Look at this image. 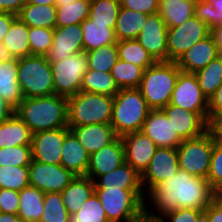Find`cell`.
<instances>
[{
    "mask_svg": "<svg viewBox=\"0 0 222 222\" xmlns=\"http://www.w3.org/2000/svg\"><path fill=\"white\" fill-rule=\"evenodd\" d=\"M147 194L150 199H145V217L156 222L180 208L205 210L218 196L207 179L193 176L182 169L156 184ZM148 200L151 207L146 205ZM154 210L156 212H153Z\"/></svg>",
    "mask_w": 222,
    "mask_h": 222,
    "instance_id": "obj_1",
    "label": "cell"
},
{
    "mask_svg": "<svg viewBox=\"0 0 222 222\" xmlns=\"http://www.w3.org/2000/svg\"><path fill=\"white\" fill-rule=\"evenodd\" d=\"M68 99L53 94L24 98L15 108V113L29 127L32 134L68 127Z\"/></svg>",
    "mask_w": 222,
    "mask_h": 222,
    "instance_id": "obj_2",
    "label": "cell"
},
{
    "mask_svg": "<svg viewBox=\"0 0 222 222\" xmlns=\"http://www.w3.org/2000/svg\"><path fill=\"white\" fill-rule=\"evenodd\" d=\"M150 110L139 88L119 89L114 95L110 125L118 137L141 131Z\"/></svg>",
    "mask_w": 222,
    "mask_h": 222,
    "instance_id": "obj_3",
    "label": "cell"
},
{
    "mask_svg": "<svg viewBox=\"0 0 222 222\" xmlns=\"http://www.w3.org/2000/svg\"><path fill=\"white\" fill-rule=\"evenodd\" d=\"M109 222H136L145 216L143 189H95Z\"/></svg>",
    "mask_w": 222,
    "mask_h": 222,
    "instance_id": "obj_4",
    "label": "cell"
},
{
    "mask_svg": "<svg viewBox=\"0 0 222 222\" xmlns=\"http://www.w3.org/2000/svg\"><path fill=\"white\" fill-rule=\"evenodd\" d=\"M176 62H156L143 72L139 89L151 110L163 109L170 102L180 72Z\"/></svg>",
    "mask_w": 222,
    "mask_h": 222,
    "instance_id": "obj_5",
    "label": "cell"
},
{
    "mask_svg": "<svg viewBox=\"0 0 222 222\" xmlns=\"http://www.w3.org/2000/svg\"><path fill=\"white\" fill-rule=\"evenodd\" d=\"M68 99V127L110 124L114 96L79 91Z\"/></svg>",
    "mask_w": 222,
    "mask_h": 222,
    "instance_id": "obj_6",
    "label": "cell"
},
{
    "mask_svg": "<svg viewBox=\"0 0 222 222\" xmlns=\"http://www.w3.org/2000/svg\"><path fill=\"white\" fill-rule=\"evenodd\" d=\"M18 83L24 98L55 94L51 64L47 57L28 55L19 58Z\"/></svg>",
    "mask_w": 222,
    "mask_h": 222,
    "instance_id": "obj_7",
    "label": "cell"
},
{
    "mask_svg": "<svg viewBox=\"0 0 222 222\" xmlns=\"http://www.w3.org/2000/svg\"><path fill=\"white\" fill-rule=\"evenodd\" d=\"M214 146V131L209 129L203 135L183 140L177 149L179 169L193 176L207 179Z\"/></svg>",
    "mask_w": 222,
    "mask_h": 222,
    "instance_id": "obj_8",
    "label": "cell"
},
{
    "mask_svg": "<svg viewBox=\"0 0 222 222\" xmlns=\"http://www.w3.org/2000/svg\"><path fill=\"white\" fill-rule=\"evenodd\" d=\"M51 64L54 93L66 98L80 91L84 74L87 72V55L82 51Z\"/></svg>",
    "mask_w": 222,
    "mask_h": 222,
    "instance_id": "obj_9",
    "label": "cell"
},
{
    "mask_svg": "<svg viewBox=\"0 0 222 222\" xmlns=\"http://www.w3.org/2000/svg\"><path fill=\"white\" fill-rule=\"evenodd\" d=\"M211 34L208 25L194 15L180 26L167 30V62H177L195 43Z\"/></svg>",
    "mask_w": 222,
    "mask_h": 222,
    "instance_id": "obj_10",
    "label": "cell"
},
{
    "mask_svg": "<svg viewBox=\"0 0 222 222\" xmlns=\"http://www.w3.org/2000/svg\"><path fill=\"white\" fill-rule=\"evenodd\" d=\"M169 104L198 113L206 122L209 118V101L203 94L195 73L180 71Z\"/></svg>",
    "mask_w": 222,
    "mask_h": 222,
    "instance_id": "obj_11",
    "label": "cell"
},
{
    "mask_svg": "<svg viewBox=\"0 0 222 222\" xmlns=\"http://www.w3.org/2000/svg\"><path fill=\"white\" fill-rule=\"evenodd\" d=\"M29 185L44 193H61L75 178L65 167L32 160L28 166Z\"/></svg>",
    "mask_w": 222,
    "mask_h": 222,
    "instance_id": "obj_12",
    "label": "cell"
},
{
    "mask_svg": "<svg viewBox=\"0 0 222 222\" xmlns=\"http://www.w3.org/2000/svg\"><path fill=\"white\" fill-rule=\"evenodd\" d=\"M178 170L177 149L157 147L148 167L141 174V184L144 192L147 191L148 193L156 184L173 176Z\"/></svg>",
    "mask_w": 222,
    "mask_h": 222,
    "instance_id": "obj_13",
    "label": "cell"
},
{
    "mask_svg": "<svg viewBox=\"0 0 222 222\" xmlns=\"http://www.w3.org/2000/svg\"><path fill=\"white\" fill-rule=\"evenodd\" d=\"M69 131L68 127H63L32 134L33 160L45 164L60 165L64 137Z\"/></svg>",
    "mask_w": 222,
    "mask_h": 222,
    "instance_id": "obj_14",
    "label": "cell"
},
{
    "mask_svg": "<svg viewBox=\"0 0 222 222\" xmlns=\"http://www.w3.org/2000/svg\"><path fill=\"white\" fill-rule=\"evenodd\" d=\"M167 30L159 13L148 15L136 38L156 62H167Z\"/></svg>",
    "mask_w": 222,
    "mask_h": 222,
    "instance_id": "obj_15",
    "label": "cell"
},
{
    "mask_svg": "<svg viewBox=\"0 0 222 222\" xmlns=\"http://www.w3.org/2000/svg\"><path fill=\"white\" fill-rule=\"evenodd\" d=\"M84 51L81 24L55 27L53 43L46 55L48 62H58Z\"/></svg>",
    "mask_w": 222,
    "mask_h": 222,
    "instance_id": "obj_16",
    "label": "cell"
},
{
    "mask_svg": "<svg viewBox=\"0 0 222 222\" xmlns=\"http://www.w3.org/2000/svg\"><path fill=\"white\" fill-rule=\"evenodd\" d=\"M162 110L182 140L197 138L209 130L208 123L196 112L172 104Z\"/></svg>",
    "mask_w": 222,
    "mask_h": 222,
    "instance_id": "obj_17",
    "label": "cell"
},
{
    "mask_svg": "<svg viewBox=\"0 0 222 222\" xmlns=\"http://www.w3.org/2000/svg\"><path fill=\"white\" fill-rule=\"evenodd\" d=\"M121 138L125 149V162L141 175L157 149L156 144L142 131L128 133Z\"/></svg>",
    "mask_w": 222,
    "mask_h": 222,
    "instance_id": "obj_18",
    "label": "cell"
},
{
    "mask_svg": "<svg viewBox=\"0 0 222 222\" xmlns=\"http://www.w3.org/2000/svg\"><path fill=\"white\" fill-rule=\"evenodd\" d=\"M125 163V149L121 137L90 154L87 177L93 181L100 175L107 174Z\"/></svg>",
    "mask_w": 222,
    "mask_h": 222,
    "instance_id": "obj_19",
    "label": "cell"
},
{
    "mask_svg": "<svg viewBox=\"0 0 222 222\" xmlns=\"http://www.w3.org/2000/svg\"><path fill=\"white\" fill-rule=\"evenodd\" d=\"M157 147L177 148L183 141L168 121L162 109L150 110L142 130Z\"/></svg>",
    "mask_w": 222,
    "mask_h": 222,
    "instance_id": "obj_20",
    "label": "cell"
},
{
    "mask_svg": "<svg viewBox=\"0 0 222 222\" xmlns=\"http://www.w3.org/2000/svg\"><path fill=\"white\" fill-rule=\"evenodd\" d=\"M217 57V45L212 34L193 44L176 62L181 71L196 73Z\"/></svg>",
    "mask_w": 222,
    "mask_h": 222,
    "instance_id": "obj_21",
    "label": "cell"
},
{
    "mask_svg": "<svg viewBox=\"0 0 222 222\" xmlns=\"http://www.w3.org/2000/svg\"><path fill=\"white\" fill-rule=\"evenodd\" d=\"M68 128L89 154L99 151L118 137L110 124H90Z\"/></svg>",
    "mask_w": 222,
    "mask_h": 222,
    "instance_id": "obj_22",
    "label": "cell"
},
{
    "mask_svg": "<svg viewBox=\"0 0 222 222\" xmlns=\"http://www.w3.org/2000/svg\"><path fill=\"white\" fill-rule=\"evenodd\" d=\"M60 164L75 176H86L90 154L70 130L64 137Z\"/></svg>",
    "mask_w": 222,
    "mask_h": 222,
    "instance_id": "obj_23",
    "label": "cell"
},
{
    "mask_svg": "<svg viewBox=\"0 0 222 222\" xmlns=\"http://www.w3.org/2000/svg\"><path fill=\"white\" fill-rule=\"evenodd\" d=\"M95 189L121 188V189H143L141 175L128 163L100 175L94 180Z\"/></svg>",
    "mask_w": 222,
    "mask_h": 222,
    "instance_id": "obj_24",
    "label": "cell"
},
{
    "mask_svg": "<svg viewBox=\"0 0 222 222\" xmlns=\"http://www.w3.org/2000/svg\"><path fill=\"white\" fill-rule=\"evenodd\" d=\"M94 192V181L90 177L75 176L61 192L63 204L69 215L77 213Z\"/></svg>",
    "mask_w": 222,
    "mask_h": 222,
    "instance_id": "obj_25",
    "label": "cell"
},
{
    "mask_svg": "<svg viewBox=\"0 0 222 222\" xmlns=\"http://www.w3.org/2000/svg\"><path fill=\"white\" fill-rule=\"evenodd\" d=\"M116 24L94 23L90 18L81 22L84 51H91L102 46L116 44Z\"/></svg>",
    "mask_w": 222,
    "mask_h": 222,
    "instance_id": "obj_26",
    "label": "cell"
},
{
    "mask_svg": "<svg viewBox=\"0 0 222 222\" xmlns=\"http://www.w3.org/2000/svg\"><path fill=\"white\" fill-rule=\"evenodd\" d=\"M0 96L14 108L24 99L18 83V58L0 62Z\"/></svg>",
    "mask_w": 222,
    "mask_h": 222,
    "instance_id": "obj_27",
    "label": "cell"
},
{
    "mask_svg": "<svg viewBox=\"0 0 222 222\" xmlns=\"http://www.w3.org/2000/svg\"><path fill=\"white\" fill-rule=\"evenodd\" d=\"M31 140L29 127L16 113L0 121V148L31 145Z\"/></svg>",
    "mask_w": 222,
    "mask_h": 222,
    "instance_id": "obj_28",
    "label": "cell"
},
{
    "mask_svg": "<svg viewBox=\"0 0 222 222\" xmlns=\"http://www.w3.org/2000/svg\"><path fill=\"white\" fill-rule=\"evenodd\" d=\"M196 0H159L161 18L167 28L180 26L194 14Z\"/></svg>",
    "mask_w": 222,
    "mask_h": 222,
    "instance_id": "obj_29",
    "label": "cell"
},
{
    "mask_svg": "<svg viewBox=\"0 0 222 222\" xmlns=\"http://www.w3.org/2000/svg\"><path fill=\"white\" fill-rule=\"evenodd\" d=\"M44 196V192L30 185L19 191L17 215L22 222H39L43 213Z\"/></svg>",
    "mask_w": 222,
    "mask_h": 222,
    "instance_id": "obj_30",
    "label": "cell"
},
{
    "mask_svg": "<svg viewBox=\"0 0 222 222\" xmlns=\"http://www.w3.org/2000/svg\"><path fill=\"white\" fill-rule=\"evenodd\" d=\"M2 43L14 58L31 55L28 26L18 16L12 21Z\"/></svg>",
    "mask_w": 222,
    "mask_h": 222,
    "instance_id": "obj_31",
    "label": "cell"
},
{
    "mask_svg": "<svg viewBox=\"0 0 222 222\" xmlns=\"http://www.w3.org/2000/svg\"><path fill=\"white\" fill-rule=\"evenodd\" d=\"M147 17V14L121 7L114 28L117 41L136 39Z\"/></svg>",
    "mask_w": 222,
    "mask_h": 222,
    "instance_id": "obj_32",
    "label": "cell"
},
{
    "mask_svg": "<svg viewBox=\"0 0 222 222\" xmlns=\"http://www.w3.org/2000/svg\"><path fill=\"white\" fill-rule=\"evenodd\" d=\"M28 27H56L55 5H33L26 3L17 15Z\"/></svg>",
    "mask_w": 222,
    "mask_h": 222,
    "instance_id": "obj_33",
    "label": "cell"
},
{
    "mask_svg": "<svg viewBox=\"0 0 222 222\" xmlns=\"http://www.w3.org/2000/svg\"><path fill=\"white\" fill-rule=\"evenodd\" d=\"M91 0L61 2L56 7V27L81 24L89 18Z\"/></svg>",
    "mask_w": 222,
    "mask_h": 222,
    "instance_id": "obj_34",
    "label": "cell"
},
{
    "mask_svg": "<svg viewBox=\"0 0 222 222\" xmlns=\"http://www.w3.org/2000/svg\"><path fill=\"white\" fill-rule=\"evenodd\" d=\"M80 91L114 96L119 91V88L111 72L87 69L82 79Z\"/></svg>",
    "mask_w": 222,
    "mask_h": 222,
    "instance_id": "obj_35",
    "label": "cell"
},
{
    "mask_svg": "<svg viewBox=\"0 0 222 222\" xmlns=\"http://www.w3.org/2000/svg\"><path fill=\"white\" fill-rule=\"evenodd\" d=\"M119 59L131 62L144 70L156 63L148 51L136 40L117 41Z\"/></svg>",
    "mask_w": 222,
    "mask_h": 222,
    "instance_id": "obj_36",
    "label": "cell"
},
{
    "mask_svg": "<svg viewBox=\"0 0 222 222\" xmlns=\"http://www.w3.org/2000/svg\"><path fill=\"white\" fill-rule=\"evenodd\" d=\"M144 69L119 59L111 69V75L119 89L139 88Z\"/></svg>",
    "mask_w": 222,
    "mask_h": 222,
    "instance_id": "obj_37",
    "label": "cell"
},
{
    "mask_svg": "<svg viewBox=\"0 0 222 222\" xmlns=\"http://www.w3.org/2000/svg\"><path fill=\"white\" fill-rule=\"evenodd\" d=\"M195 76L203 94L209 100L222 85V59L216 57L206 67L197 71Z\"/></svg>",
    "mask_w": 222,
    "mask_h": 222,
    "instance_id": "obj_38",
    "label": "cell"
},
{
    "mask_svg": "<svg viewBox=\"0 0 222 222\" xmlns=\"http://www.w3.org/2000/svg\"><path fill=\"white\" fill-rule=\"evenodd\" d=\"M86 55L88 69L95 71L111 72L112 67L119 60L117 43L87 51Z\"/></svg>",
    "mask_w": 222,
    "mask_h": 222,
    "instance_id": "obj_39",
    "label": "cell"
},
{
    "mask_svg": "<svg viewBox=\"0 0 222 222\" xmlns=\"http://www.w3.org/2000/svg\"><path fill=\"white\" fill-rule=\"evenodd\" d=\"M43 202V213L39 222H71L70 215L63 204L61 193H45Z\"/></svg>",
    "mask_w": 222,
    "mask_h": 222,
    "instance_id": "obj_40",
    "label": "cell"
},
{
    "mask_svg": "<svg viewBox=\"0 0 222 222\" xmlns=\"http://www.w3.org/2000/svg\"><path fill=\"white\" fill-rule=\"evenodd\" d=\"M120 8L119 0H91L89 18L94 23L116 24Z\"/></svg>",
    "mask_w": 222,
    "mask_h": 222,
    "instance_id": "obj_41",
    "label": "cell"
},
{
    "mask_svg": "<svg viewBox=\"0 0 222 222\" xmlns=\"http://www.w3.org/2000/svg\"><path fill=\"white\" fill-rule=\"evenodd\" d=\"M28 185V166H0V189L21 191Z\"/></svg>",
    "mask_w": 222,
    "mask_h": 222,
    "instance_id": "obj_42",
    "label": "cell"
},
{
    "mask_svg": "<svg viewBox=\"0 0 222 222\" xmlns=\"http://www.w3.org/2000/svg\"><path fill=\"white\" fill-rule=\"evenodd\" d=\"M193 14L212 30L222 25V0H196Z\"/></svg>",
    "mask_w": 222,
    "mask_h": 222,
    "instance_id": "obj_43",
    "label": "cell"
},
{
    "mask_svg": "<svg viewBox=\"0 0 222 222\" xmlns=\"http://www.w3.org/2000/svg\"><path fill=\"white\" fill-rule=\"evenodd\" d=\"M70 221L109 222L102 204L95 192L88 198L87 201L84 202V205L77 213L70 215Z\"/></svg>",
    "mask_w": 222,
    "mask_h": 222,
    "instance_id": "obj_44",
    "label": "cell"
},
{
    "mask_svg": "<svg viewBox=\"0 0 222 222\" xmlns=\"http://www.w3.org/2000/svg\"><path fill=\"white\" fill-rule=\"evenodd\" d=\"M32 160L31 145L0 148V166H29Z\"/></svg>",
    "mask_w": 222,
    "mask_h": 222,
    "instance_id": "obj_45",
    "label": "cell"
},
{
    "mask_svg": "<svg viewBox=\"0 0 222 222\" xmlns=\"http://www.w3.org/2000/svg\"><path fill=\"white\" fill-rule=\"evenodd\" d=\"M31 55L46 56L53 43L54 29L28 27Z\"/></svg>",
    "mask_w": 222,
    "mask_h": 222,
    "instance_id": "obj_46",
    "label": "cell"
},
{
    "mask_svg": "<svg viewBox=\"0 0 222 222\" xmlns=\"http://www.w3.org/2000/svg\"><path fill=\"white\" fill-rule=\"evenodd\" d=\"M207 180L209 181L211 188L218 195H222V142L216 138L215 133Z\"/></svg>",
    "mask_w": 222,
    "mask_h": 222,
    "instance_id": "obj_47",
    "label": "cell"
},
{
    "mask_svg": "<svg viewBox=\"0 0 222 222\" xmlns=\"http://www.w3.org/2000/svg\"><path fill=\"white\" fill-rule=\"evenodd\" d=\"M120 6L147 15L158 13L159 0H119Z\"/></svg>",
    "mask_w": 222,
    "mask_h": 222,
    "instance_id": "obj_48",
    "label": "cell"
},
{
    "mask_svg": "<svg viewBox=\"0 0 222 222\" xmlns=\"http://www.w3.org/2000/svg\"><path fill=\"white\" fill-rule=\"evenodd\" d=\"M208 127L213 129L222 121V85L217 88L216 93L209 98Z\"/></svg>",
    "mask_w": 222,
    "mask_h": 222,
    "instance_id": "obj_49",
    "label": "cell"
},
{
    "mask_svg": "<svg viewBox=\"0 0 222 222\" xmlns=\"http://www.w3.org/2000/svg\"><path fill=\"white\" fill-rule=\"evenodd\" d=\"M19 204V191L0 189V207L2 213L17 214Z\"/></svg>",
    "mask_w": 222,
    "mask_h": 222,
    "instance_id": "obj_50",
    "label": "cell"
},
{
    "mask_svg": "<svg viewBox=\"0 0 222 222\" xmlns=\"http://www.w3.org/2000/svg\"><path fill=\"white\" fill-rule=\"evenodd\" d=\"M204 210L180 208L163 216L158 222H196ZM166 220V221H165Z\"/></svg>",
    "mask_w": 222,
    "mask_h": 222,
    "instance_id": "obj_51",
    "label": "cell"
},
{
    "mask_svg": "<svg viewBox=\"0 0 222 222\" xmlns=\"http://www.w3.org/2000/svg\"><path fill=\"white\" fill-rule=\"evenodd\" d=\"M209 222H222V195H218L204 210Z\"/></svg>",
    "mask_w": 222,
    "mask_h": 222,
    "instance_id": "obj_52",
    "label": "cell"
},
{
    "mask_svg": "<svg viewBox=\"0 0 222 222\" xmlns=\"http://www.w3.org/2000/svg\"><path fill=\"white\" fill-rule=\"evenodd\" d=\"M27 0H0V12L18 15Z\"/></svg>",
    "mask_w": 222,
    "mask_h": 222,
    "instance_id": "obj_53",
    "label": "cell"
},
{
    "mask_svg": "<svg viewBox=\"0 0 222 222\" xmlns=\"http://www.w3.org/2000/svg\"><path fill=\"white\" fill-rule=\"evenodd\" d=\"M17 17L15 14L0 12V42L3 41L12 21Z\"/></svg>",
    "mask_w": 222,
    "mask_h": 222,
    "instance_id": "obj_54",
    "label": "cell"
},
{
    "mask_svg": "<svg viewBox=\"0 0 222 222\" xmlns=\"http://www.w3.org/2000/svg\"><path fill=\"white\" fill-rule=\"evenodd\" d=\"M15 113V108L0 96V121L8 119Z\"/></svg>",
    "mask_w": 222,
    "mask_h": 222,
    "instance_id": "obj_55",
    "label": "cell"
},
{
    "mask_svg": "<svg viewBox=\"0 0 222 222\" xmlns=\"http://www.w3.org/2000/svg\"><path fill=\"white\" fill-rule=\"evenodd\" d=\"M211 34L214 37L217 45V57L222 59V25L216 26L211 30Z\"/></svg>",
    "mask_w": 222,
    "mask_h": 222,
    "instance_id": "obj_56",
    "label": "cell"
},
{
    "mask_svg": "<svg viewBox=\"0 0 222 222\" xmlns=\"http://www.w3.org/2000/svg\"><path fill=\"white\" fill-rule=\"evenodd\" d=\"M12 58L14 57L12 56L9 49L2 42H0V62H5Z\"/></svg>",
    "mask_w": 222,
    "mask_h": 222,
    "instance_id": "obj_57",
    "label": "cell"
},
{
    "mask_svg": "<svg viewBox=\"0 0 222 222\" xmlns=\"http://www.w3.org/2000/svg\"><path fill=\"white\" fill-rule=\"evenodd\" d=\"M0 222H22L17 214L0 212Z\"/></svg>",
    "mask_w": 222,
    "mask_h": 222,
    "instance_id": "obj_58",
    "label": "cell"
},
{
    "mask_svg": "<svg viewBox=\"0 0 222 222\" xmlns=\"http://www.w3.org/2000/svg\"><path fill=\"white\" fill-rule=\"evenodd\" d=\"M27 3L33 5H55L56 0H27Z\"/></svg>",
    "mask_w": 222,
    "mask_h": 222,
    "instance_id": "obj_59",
    "label": "cell"
},
{
    "mask_svg": "<svg viewBox=\"0 0 222 222\" xmlns=\"http://www.w3.org/2000/svg\"><path fill=\"white\" fill-rule=\"evenodd\" d=\"M212 130L214 131L216 138L222 142V121L219 122Z\"/></svg>",
    "mask_w": 222,
    "mask_h": 222,
    "instance_id": "obj_60",
    "label": "cell"
},
{
    "mask_svg": "<svg viewBox=\"0 0 222 222\" xmlns=\"http://www.w3.org/2000/svg\"><path fill=\"white\" fill-rule=\"evenodd\" d=\"M196 222H209L208 214L203 211L197 218Z\"/></svg>",
    "mask_w": 222,
    "mask_h": 222,
    "instance_id": "obj_61",
    "label": "cell"
},
{
    "mask_svg": "<svg viewBox=\"0 0 222 222\" xmlns=\"http://www.w3.org/2000/svg\"><path fill=\"white\" fill-rule=\"evenodd\" d=\"M136 222H156V221L144 216L143 218H141L140 220H138Z\"/></svg>",
    "mask_w": 222,
    "mask_h": 222,
    "instance_id": "obj_62",
    "label": "cell"
},
{
    "mask_svg": "<svg viewBox=\"0 0 222 222\" xmlns=\"http://www.w3.org/2000/svg\"><path fill=\"white\" fill-rule=\"evenodd\" d=\"M68 1H76V0H56L55 6H59L61 2H68Z\"/></svg>",
    "mask_w": 222,
    "mask_h": 222,
    "instance_id": "obj_63",
    "label": "cell"
}]
</instances>
